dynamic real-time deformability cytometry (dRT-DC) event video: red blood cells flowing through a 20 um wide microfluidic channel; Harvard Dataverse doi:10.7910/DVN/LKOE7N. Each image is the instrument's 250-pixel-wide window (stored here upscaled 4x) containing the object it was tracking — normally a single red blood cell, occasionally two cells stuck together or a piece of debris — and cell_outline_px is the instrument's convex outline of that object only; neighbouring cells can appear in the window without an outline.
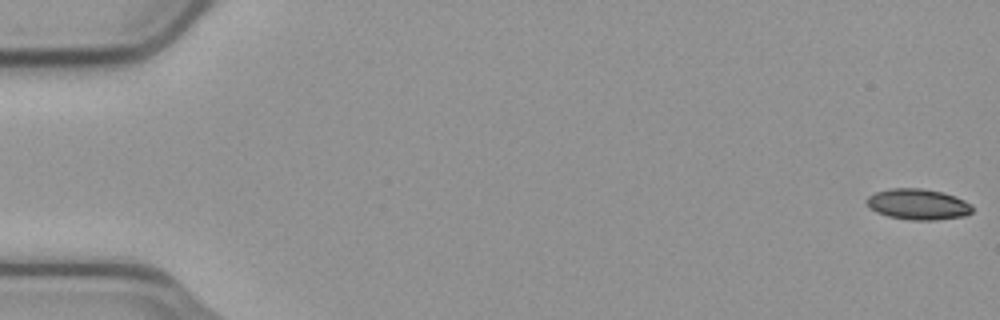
{"species": "common noctule bat (a hibernating species)", "species_latin": "Nyctalus noctula", "temperature_condition": "cold", "stored_images_in_passage": 52, "camera_frame_rate_fps": 3000, "um_per_image_px": 0.085, "animal": {"sex": "male", "body_mass_g": 23.1, "forearm_length_mm": 52.7}, "frame": {"image": 1, "passage_image": 1, "time_ms": 0.0, "image_size_px": [1000, 320], "cell_outline_px": [[972, 212], [964, 216], [936, 220], [908, 220], [888, 216], [876, 212], [868, 204], [868, 196], [876, 192], [892, 188], [920, 188], [940, 192], [956, 196], [972, 204]], "centroid_in_image_um": [78.06, 17.37], "position_along_channel_um": 6.9, "area_um2": 18.84}}
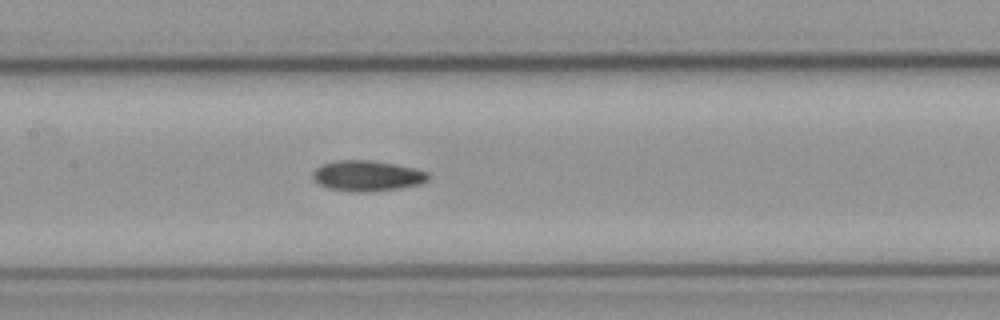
{"frame": {"image": 2, "passage_image": 27, "time_ms": 8.667, "image_size_px": [1000, 320], "cell_outline_px": [[428, 180], [420, 184], [400, 188], [368, 192], [356, 192], [328, 188], [312, 180], [312, 172], [320, 164], [336, 160], [372, 160], [396, 164], [428, 172]], "centroid_in_image_um": [31.17, 14.94], "position_along_channel_um": 176.2, "area_um2": 20.69}}
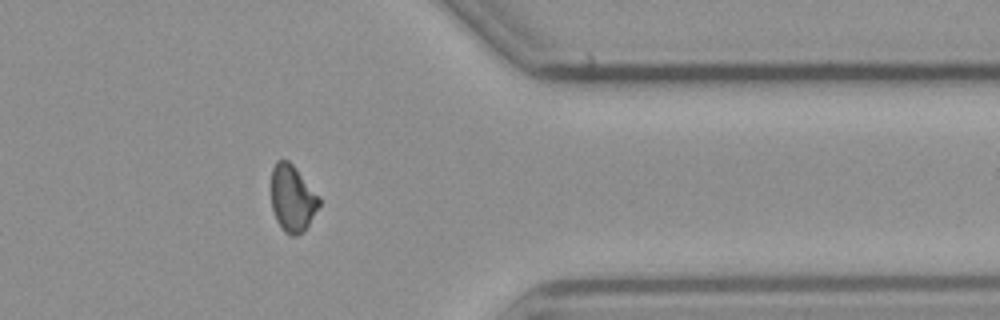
{"frame": {"image": 3, "passage_image": 45, "time_ms": 14.667, "image_size_px": [1000, 320], "cell_outline_px": [[320, 204], [304, 232], [296, 236], [292, 236], [284, 232], [276, 220], [272, 208], [272, 168], [276, 160], [288, 160], [292, 164], [320, 196]], "centroid_in_image_um": [24.86, 16.88], "position_along_channel_um": 386.5, "area_um2": 18.61}}